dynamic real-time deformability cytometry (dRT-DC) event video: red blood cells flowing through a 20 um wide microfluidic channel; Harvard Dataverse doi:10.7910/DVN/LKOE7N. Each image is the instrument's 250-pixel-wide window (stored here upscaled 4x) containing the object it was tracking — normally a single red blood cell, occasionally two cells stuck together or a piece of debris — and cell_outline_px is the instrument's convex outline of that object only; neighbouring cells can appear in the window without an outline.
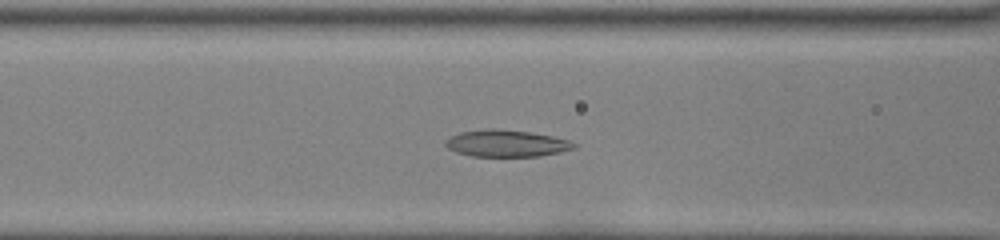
{"species": "common noctule bat (a hibernating species)", "species_latin": "Nyctalus noctula", "temperature_condition": "room temperature", "stored_images_in_passage": 43, "camera_frame_rate_fps": 3000, "um_per_image_px": 0.085, "animal": {"sex": "female", "body_mass_g": 22.0, "forearm_length_mm": 56.7}, "frame": {"image": 1, "passage_image": 15, "time_ms": 4.667, "image_size_px": [1000, 240], "cell_outline_px": [[576, 148], [560, 152], [540, 156], [472, 156], [456, 152], [448, 148], [444, 144], [452, 136], [460, 132], [484, 128], [496, 128], [528, 132], [552, 136], [568, 140], [576, 144]], "centroid_in_image_um": [43.05, 12.18], "position_along_channel_um": 123.6, "area_um2": 20.0}}
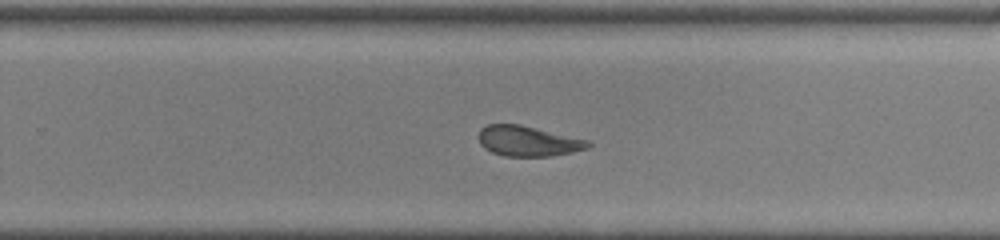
{"frame": {"image": 2, "passage_image": 27, "time_ms": 8.667, "image_size_px": [1000, 240], "cell_outline_px": [[592, 144], [588, 148], [572, 152], [552, 156], [504, 156], [492, 152], [484, 148], [480, 144], [476, 136], [480, 128], [488, 124], [520, 124], [588, 140]], "centroid_in_image_um": [44.83, 11.99], "position_along_channel_um": 285.0, "area_um2": 19.48}}
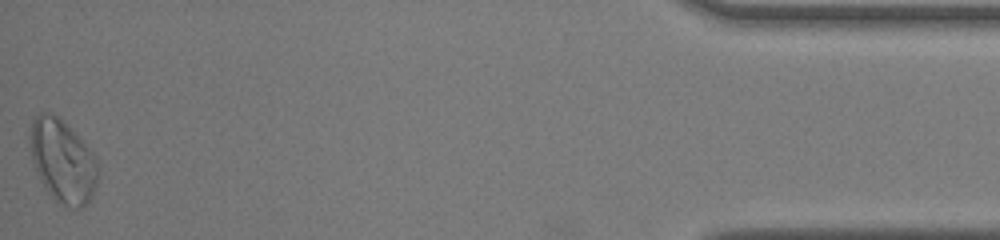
{"frame": {"image": 3, "passage_image": 43, "time_ms": 14.0, "image_size_px": [1000, 240], "cell_outline_px": [[96, 184], [88, 200], [80, 208], [76, 208], [64, 204], [56, 200], [48, 192], [40, 180], [32, 160], [28, 140], [28, 136], [32, 120], [40, 112], [48, 112], [56, 116], [92, 152], [96, 160]], "centroid_in_image_um": [5.25, 13.67], "position_along_channel_um": 429.9, "area_um2": 31.85}, "authors_computed_cell_mechanics": {"area_um2": 20.6924, "velocity_mm_per_s": 4.0465, "shape_relaxation_time_tau1_ms": 4.9346, "shape_relaxation_time_tau2_ms": 1.901, "deformation_change_tau1": 0.1631, "deformation_change_tau2": 0.0956}}